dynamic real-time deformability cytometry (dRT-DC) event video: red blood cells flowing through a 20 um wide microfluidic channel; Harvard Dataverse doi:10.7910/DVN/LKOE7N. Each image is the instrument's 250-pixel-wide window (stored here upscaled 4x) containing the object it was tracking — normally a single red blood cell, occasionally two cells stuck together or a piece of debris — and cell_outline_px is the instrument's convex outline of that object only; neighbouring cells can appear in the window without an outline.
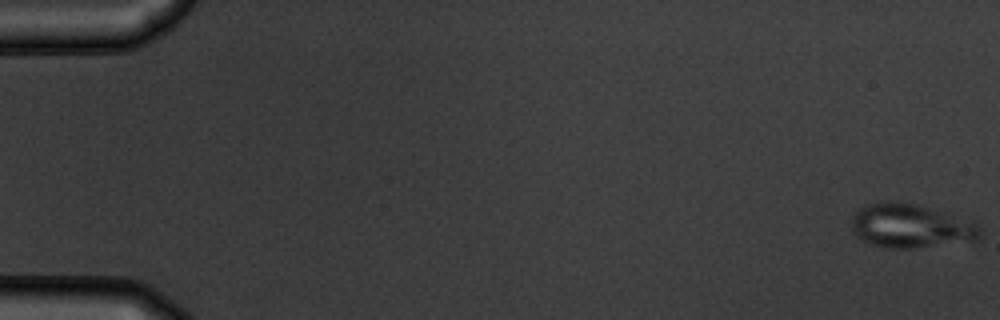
{"species": "common noctule bat (a hibernating species)", "species_latin": "Nyctalus noctula", "temperature_condition": "warm", "stored_images_in_passage": 54, "camera_frame_rate_fps": 3000, "um_per_image_px": 0.085, "animal": {"sex": "male", "body_mass_g": 19.5, "forearm_length_mm": 54.6}, "frame": {"image": 1, "passage_image": 1, "time_ms": 0.0, "image_size_px": [1000, 320], "cell_outline_px": [[980, 236], [976, 240], [916, 248], [884, 248], [872, 244], [856, 236], [852, 232], [852, 216], [860, 208], [868, 204], [884, 200], [892, 200], [916, 204], [976, 224], [980, 228]], "centroid_in_image_um": [77.32, 19.21], "position_along_channel_um": 7.7, "area_um2": 32.43}}
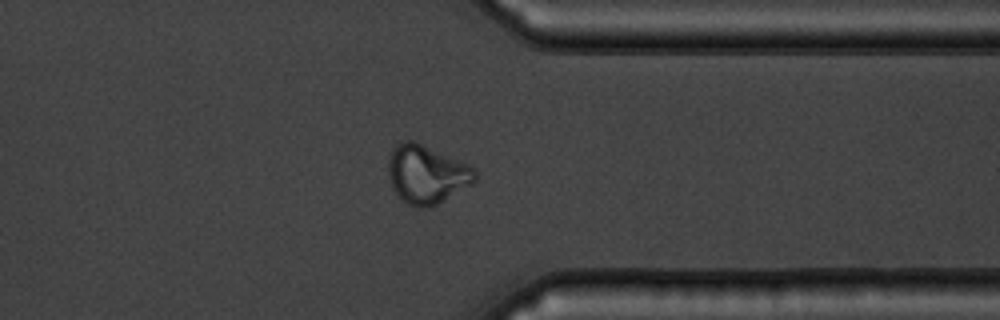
{"frame": {"image": 2, "passage_image": 43, "time_ms": 14.0, "image_size_px": [1000, 320], "cell_outline_px": [[476, 180], [472, 184], [436, 204], [428, 208], [416, 208], [408, 204], [392, 188], [388, 172], [388, 160], [392, 148], [396, 144], [404, 140], [412, 140], [468, 164], [476, 168]], "centroid_in_image_um": [36.25, 14.81], "position_along_channel_um": 375.1, "area_um2": 29.36}}
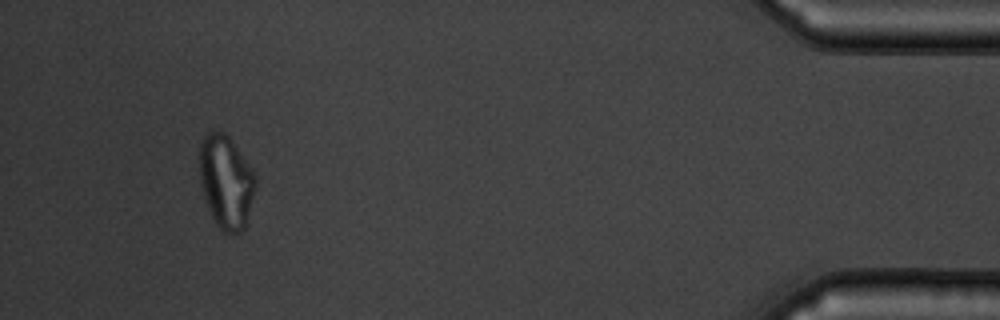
{"frame": {"image": 3, "passage_image": 51, "time_ms": 16.667, "image_size_px": [1000, 320], "cell_outline_px": [[256, 184], [244, 228], [240, 232], [224, 232], [212, 220], [200, 184], [200, 140], [208, 132], [224, 132], [228, 136], [252, 168], [256, 176]], "centroid_in_image_um": [19.2, 15.44], "position_along_channel_um": 416.0, "area_um2": 30.11}, "authors_computed_cell_mechanics": {"area_um2": 29.9982, "velocity_mm_per_s": 3.7951, "shape_relaxation_time_tau1_ms": null, "shape_relaxation_time_tau2_ms": 1.0797, "deformation_change_tau1": null, "deformation_change_tau2": 0.0691}}